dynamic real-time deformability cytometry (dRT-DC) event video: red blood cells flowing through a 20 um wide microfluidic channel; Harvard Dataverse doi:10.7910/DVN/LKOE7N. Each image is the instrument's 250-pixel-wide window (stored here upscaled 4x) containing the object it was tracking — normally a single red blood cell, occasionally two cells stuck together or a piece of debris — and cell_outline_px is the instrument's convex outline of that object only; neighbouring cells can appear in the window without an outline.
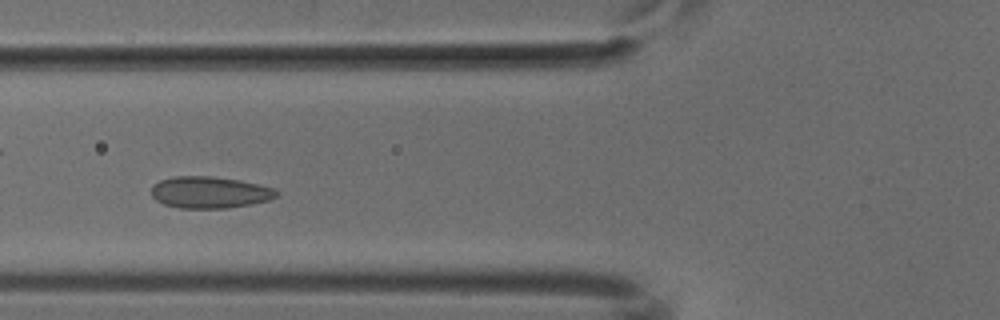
{"species": "common noctule bat (a hibernating species)", "species_latin": "Nyctalus noctula", "temperature_condition": "cold", "stored_images_in_passage": 46, "camera_frame_rate_fps": 3000, "um_per_image_px": 0.085, "animal": {"sex": "male", "body_mass_g": 18.8}, "frame": {"image": 1, "passage_image": 14, "time_ms": 4.333, "image_size_px": [1000, 320], "cell_outline_px": [[280, 192], [276, 196], [268, 200], [252, 204], [228, 208], [180, 208], [164, 204], [156, 200], [152, 196], [152, 184], [160, 180], [172, 176], [208, 176], [240, 180], [276, 188]], "centroid_in_image_um": [17.83, 16.34], "position_along_channel_um": 108.0, "area_um2": 23.24}}
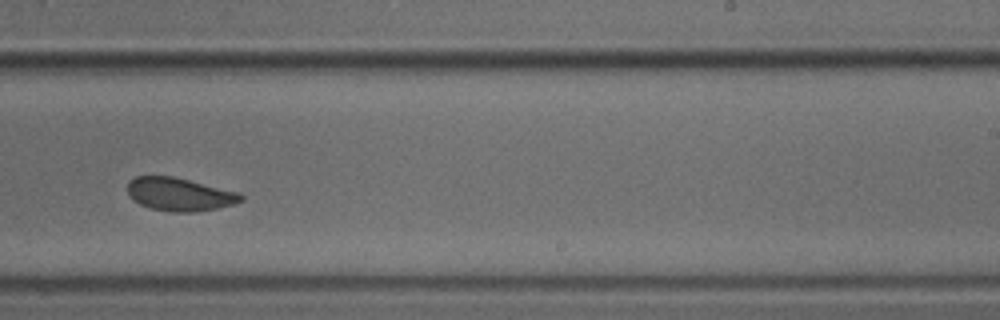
{"frame": {"image": 2, "passage_image": 27, "time_ms": 8.667, "image_size_px": [1000, 320], "cell_outline_px": [[244, 200], [232, 204], [216, 208], [196, 212], [172, 212], [152, 208], [140, 204], [128, 192], [128, 180], [136, 176], [172, 176], [236, 192], [244, 196]], "centroid_in_image_um": [15.25, 16.52], "position_along_channel_um": 273.8, "area_um2": 21.44}}
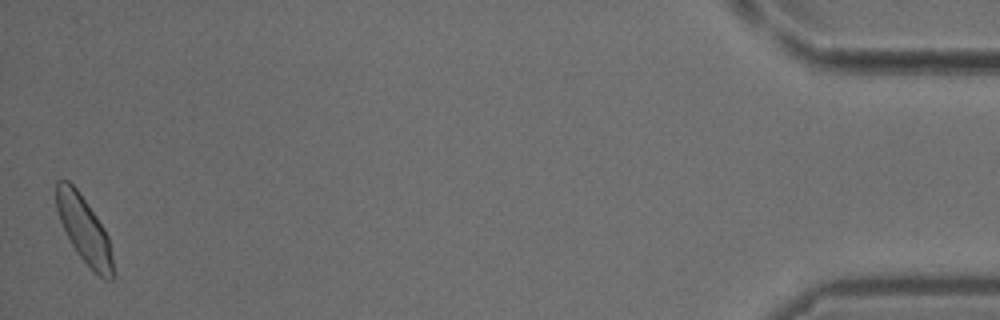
{"frame": {"image": 3, "passage_image": 46, "time_ms": 15.0, "image_size_px": [1000, 320], "cell_outline_px": [[116, 276], [112, 280], [104, 280], [76, 252], [60, 220], [56, 208], [56, 180], [68, 180], [80, 192], [104, 228], [108, 236]], "centroid_in_image_um": [7.18, 19.53], "position_along_channel_um": 428.0, "area_um2": 21.85}}